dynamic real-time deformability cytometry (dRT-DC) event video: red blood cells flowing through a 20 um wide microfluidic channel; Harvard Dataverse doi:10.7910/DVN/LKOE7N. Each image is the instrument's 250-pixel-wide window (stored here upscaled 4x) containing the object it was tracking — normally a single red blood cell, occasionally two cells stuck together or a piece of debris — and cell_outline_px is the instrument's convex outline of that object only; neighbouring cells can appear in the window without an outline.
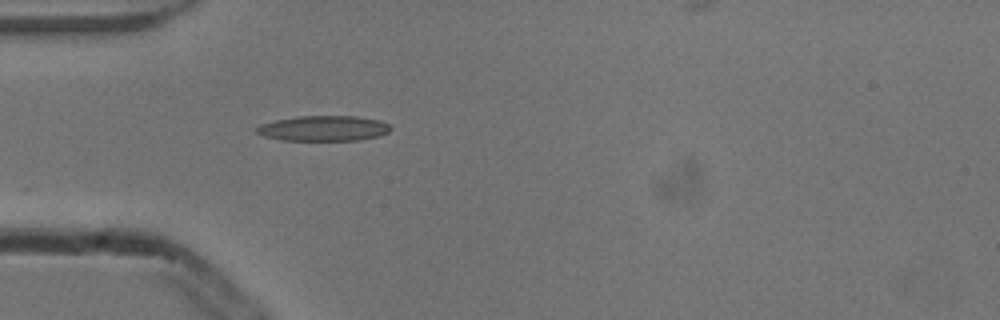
{"species": "common noctule bat (a hibernating species)", "species_latin": "Nyctalus noctula", "temperature_condition": "cold", "stored_images_in_passage": 38, "camera_frame_rate_fps": 3000, "um_per_image_px": 0.085, "animal": {"sex": "male", "body_mass_g": 13.3}, "frame": {"image": 1, "passage_image": 1, "time_ms": 0.0, "image_size_px": [1000, 320], "cell_outline_px": [[392, 128], [388, 132], [380, 136], [356, 140], [284, 140], [264, 136], [256, 132], [256, 128], [260, 124], [276, 120], [296, 116], [356, 116], [380, 120], [388, 124]], "centroid_in_image_um": [27.52, 10.9], "position_along_channel_um": 57.5, "area_um2": 19.71}}
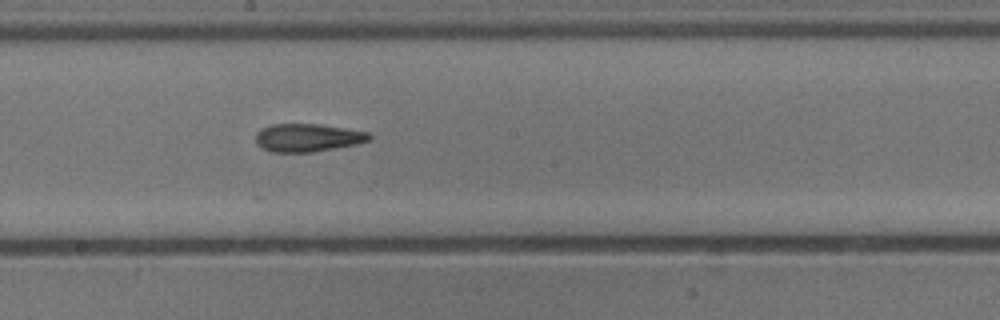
{"frame": {"image": 2, "passage_image": 14, "time_ms": 4.333, "image_size_px": [1000, 320], "cell_outline_px": [[372, 136], [368, 140], [356, 144], [312, 152], [268, 152], [260, 148], [256, 144], [256, 132], [260, 128], [272, 124], [320, 124], [372, 132]], "centroid_in_image_um": [26.12, 11.7], "position_along_channel_um": 222.1, "area_um2": 18.79}}
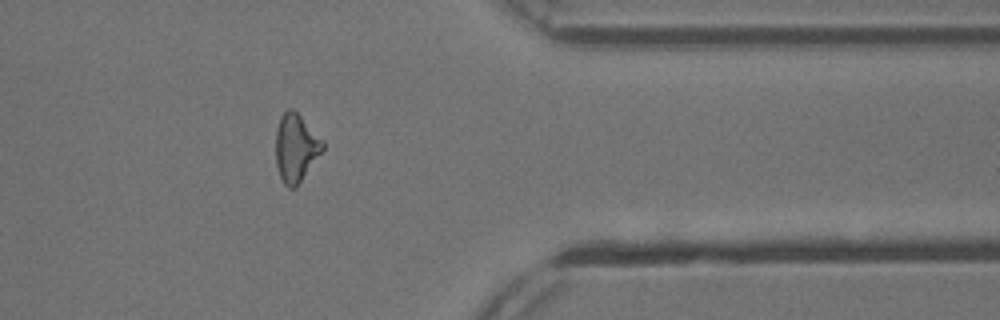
{"frame": {"image": 3, "passage_image": 28, "time_ms": 9.0, "image_size_px": [1000, 320], "cell_outline_px": [[324, 148], [296, 188], [288, 188], [284, 184], [280, 176], [276, 164], [276, 128], [280, 116], [288, 108], [292, 108], [324, 140]], "centroid_in_image_um": [25.14, 12.56], "position_along_channel_um": 386.3, "area_um2": 18.55}, "authors_computed_cell_mechanics": {"area_um2": 18.6983, "velocity_mm_per_s": 3.8693, "shape_relaxation_time_tau1_ms": null, "shape_relaxation_time_tau2_ms": 5.3278, "deformation_change_tau1": null, "deformation_change_tau2": 0.1721}}